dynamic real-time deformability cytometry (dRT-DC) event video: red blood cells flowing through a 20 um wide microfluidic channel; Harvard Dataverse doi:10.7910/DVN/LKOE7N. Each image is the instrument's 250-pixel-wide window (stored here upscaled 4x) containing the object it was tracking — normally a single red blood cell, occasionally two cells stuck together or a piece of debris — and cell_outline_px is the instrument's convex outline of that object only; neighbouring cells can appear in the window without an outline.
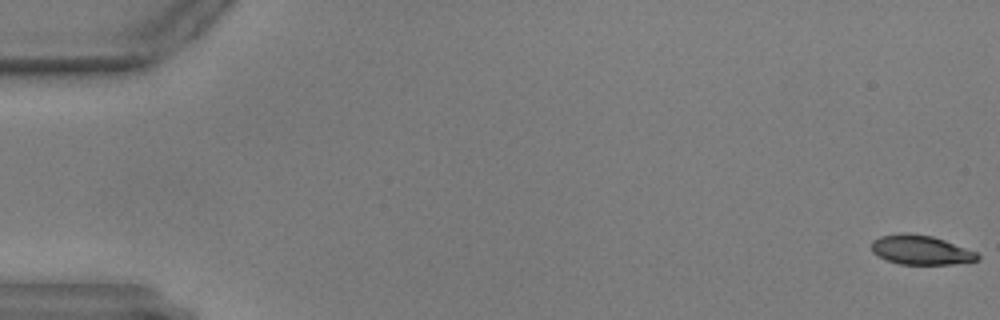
{"species": "common noctule bat (a hibernating species)", "species_latin": "Nyctalus noctula", "temperature_condition": "warm", "stored_images_in_passage": 59, "camera_frame_rate_fps": 3000, "um_per_image_px": 0.085, "animal": {"sex": "male", "body_mass_g": 17.9, "forearm_length_mm": 54.2}, "frame": {"image": 1, "passage_image": 1, "time_ms": 0.0, "image_size_px": [1000, 320], "cell_outline_px": [[980, 260], [952, 264], [900, 264], [888, 260], [872, 252], [872, 240], [880, 236], [900, 232], [908, 232], [932, 236], [944, 240], [976, 252], [980, 256]], "centroid_in_image_um": [78.26, 21.23], "position_along_channel_um": 6.7, "area_um2": 18.09}}
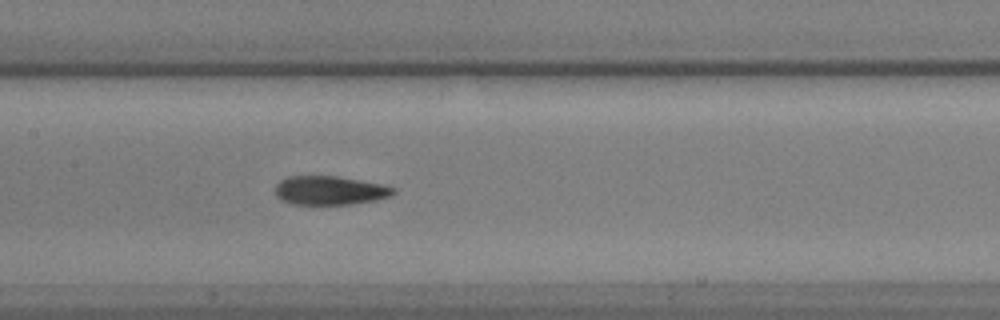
{"frame": {"image": 2, "passage_image": 29, "time_ms": 9.333, "image_size_px": [1000, 320], "cell_outline_px": [[396, 192], [392, 196], [376, 200], [352, 204], [292, 204], [280, 200], [276, 196], [276, 184], [280, 180], [288, 176], [336, 176], [384, 184], [396, 188]], "centroid_in_image_um": [28.06, 16.18], "position_along_channel_um": 179.3, "area_um2": 20.06}}
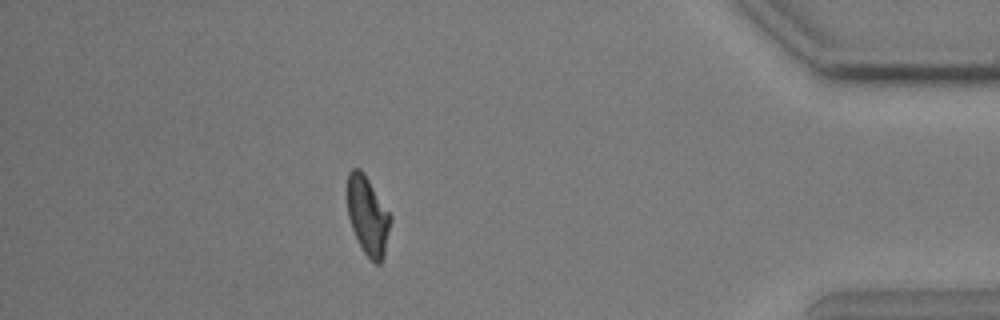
{"frame": {"image": 3, "passage_image": 52, "time_ms": 17.0, "image_size_px": [1000, 320], "cell_outline_px": [[392, 220], [384, 256], [380, 264], [376, 264], [364, 252], [352, 228], [348, 216], [344, 196], [344, 192], [348, 172], [352, 168], [360, 168], [364, 172], [392, 216]], "centroid_in_image_um": [31.22, 18.26], "position_along_channel_um": 404.0, "area_um2": 20.4}}